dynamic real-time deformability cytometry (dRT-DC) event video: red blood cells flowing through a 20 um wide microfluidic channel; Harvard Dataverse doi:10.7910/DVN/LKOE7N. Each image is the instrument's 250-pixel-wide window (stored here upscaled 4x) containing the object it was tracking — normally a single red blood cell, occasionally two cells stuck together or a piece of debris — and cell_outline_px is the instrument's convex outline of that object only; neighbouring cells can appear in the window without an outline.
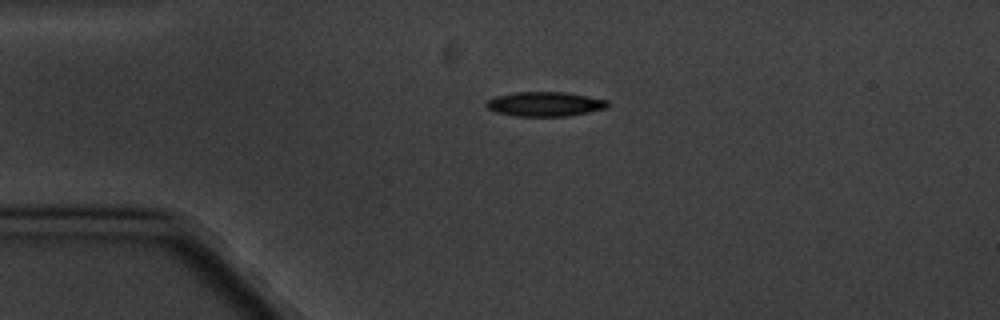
{"species": "common noctule bat (a hibernating species)", "species_latin": "Nyctalus noctula", "temperature_condition": "cold", "stored_images_in_passage": 2, "camera_frame_rate_fps": 3000, "um_per_image_px": 0.085, "animal": {"sex": "male", "body_mass_g": 20.1, "forearm_length_mm": 53.5}, "frame": {"image": 1, "passage_image": 1, "time_ms": 0.0, "image_size_px": [1000, 320], "cell_outline_px": [[608, 108], [568, 116], [516, 116], [496, 112], [488, 108], [484, 104], [492, 96], [512, 92], [564, 92], [588, 96], [608, 100]], "centroid_in_image_um": [46.29, 8.84], "position_along_channel_um": 38.7, "area_um2": 17.46}}